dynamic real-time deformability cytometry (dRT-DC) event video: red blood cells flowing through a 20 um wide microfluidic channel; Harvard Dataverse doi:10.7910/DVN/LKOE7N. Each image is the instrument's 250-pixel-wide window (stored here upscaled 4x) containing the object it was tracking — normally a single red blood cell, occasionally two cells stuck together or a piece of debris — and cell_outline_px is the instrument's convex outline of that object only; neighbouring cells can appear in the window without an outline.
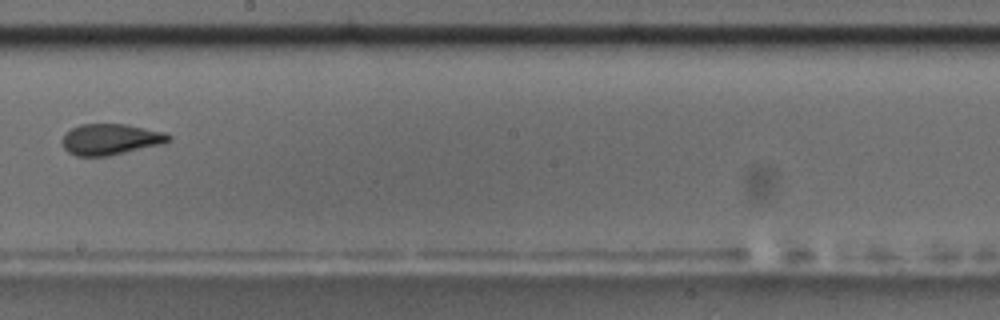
{"species": "common noctule bat (a hibernating species)", "species_latin": "Nyctalus noctula", "temperature_condition": "room temperature", "stored_images_in_passage": 15, "camera_frame_rate_fps": 3000, "um_per_image_px": 0.085, "animal": {"sex": "male", "body_mass_g": 17.5, "forearm_length_mm": 52.3}, "frame": {"image": 1, "passage_image": 9, "time_ms": 11.0, "image_size_px": [1000, 320], "cell_outline_px": [[172, 140], [164, 144], [108, 156], [76, 156], [68, 152], [64, 148], [60, 140], [72, 128], [80, 124], [124, 124], [164, 132], [172, 136]], "centroid_in_image_um": [9.41, 11.85], "position_along_channel_um": 238.8, "area_um2": 19.31}, "authors_computed_cell_mechanics": {"area_um2": 20.6924, "velocity_mm_per_s": 3.5503, "shape_relaxation_time_tau1_ms": 3.0088, "shape_relaxation_time_tau2_ms": 1.5467, "deformation_change_tau1": 0.1704, "deformation_change_tau2": 0.0851}}